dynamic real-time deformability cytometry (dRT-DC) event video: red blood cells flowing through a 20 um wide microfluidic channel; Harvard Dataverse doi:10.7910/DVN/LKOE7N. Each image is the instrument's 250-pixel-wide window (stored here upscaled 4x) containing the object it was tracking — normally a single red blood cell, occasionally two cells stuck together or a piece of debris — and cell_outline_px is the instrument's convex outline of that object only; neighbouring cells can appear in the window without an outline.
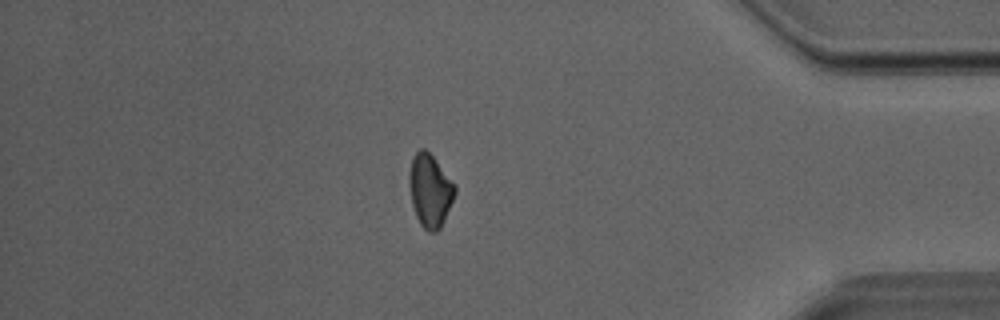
{"species": "Egyptian fruit bat (a non-hibernating species)", "species_latin": "Rousettus aegyptiacus", "temperature_condition": "room temperature", "stored_images_in_passage": 37, "camera_frame_rate_fps": 3000, "um_per_image_px": 0.085, "animal": {"sex": "male"}, "frame": {"image": 1, "passage_image": 32, "time_ms": 10.333, "image_size_px": [1000, 320], "cell_outline_px": [[456, 192], [444, 220], [440, 228], [436, 232], [428, 232], [420, 224], [416, 216], [412, 204], [408, 180], [408, 176], [412, 156], [420, 148], [424, 148], [432, 156], [456, 184]], "centroid_in_image_um": [36.54, 16.19], "position_along_channel_um": 398.7, "area_um2": 19.42}}
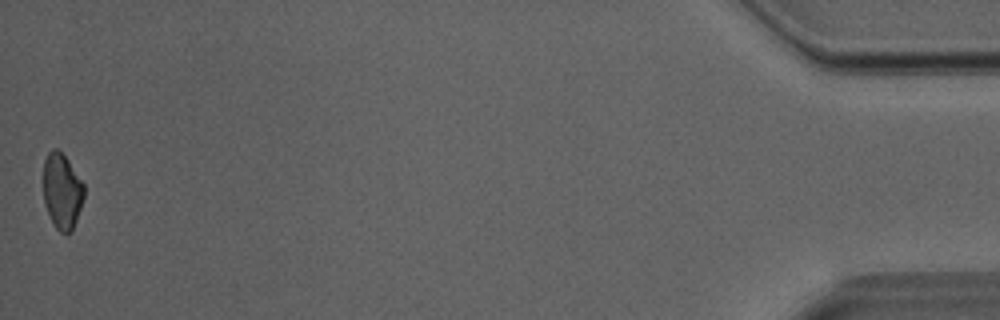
{"frame": {"image": 2, "passage_image": 37, "time_ms": 12.0, "image_size_px": [1000, 320], "cell_outline_px": [[84, 196], [72, 232], [60, 232], [52, 224], [44, 204], [44, 160], [48, 152], [52, 148], [56, 148], [68, 160], [84, 184]], "centroid_in_image_um": [5.26, 16.25], "position_along_channel_um": 429.9, "area_um2": 17.86}}